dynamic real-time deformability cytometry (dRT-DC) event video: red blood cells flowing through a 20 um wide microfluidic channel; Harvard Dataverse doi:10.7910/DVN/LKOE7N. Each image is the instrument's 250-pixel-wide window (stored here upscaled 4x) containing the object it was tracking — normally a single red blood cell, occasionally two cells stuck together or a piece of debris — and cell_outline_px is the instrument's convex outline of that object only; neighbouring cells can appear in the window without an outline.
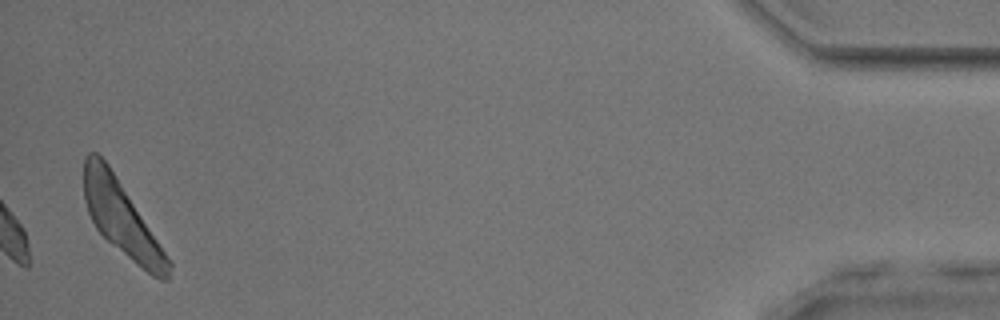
{"species": "common noctule bat (a hibernating species)", "species_latin": "Nyctalus noctula", "temperature_condition": "room temperature", "stored_images_in_passage": 38, "camera_frame_rate_fps": 3000, "um_per_image_px": 0.085, "animal": {"sex": "male", "body_mass_g": 17.9, "forearm_length_mm": 54.2}, "frame": {"image": 1, "passage_image": 38, "time_ms": 12.333, "image_size_px": [1000, 320], "cell_outline_px": [[172, 264], [168, 280], [160, 280], [152, 276], [132, 260], [108, 240], [96, 228], [88, 212], [84, 200], [84, 156], [88, 152], [96, 152], [108, 164]], "centroid_in_image_um": [10.3, 18.55], "position_along_channel_um": 424.9, "area_um2": 35.26}, "authors_computed_cell_mechanics": {"area_um2": 17.6579, "velocity_mm_per_s": 3.8291, "shape_relaxation_time_tau1_ms": 1.6363, "shape_relaxation_time_tau2_ms": 3.9562, "deformation_change_tau1": 0.0651, "deformation_change_tau2": 0.1085}}